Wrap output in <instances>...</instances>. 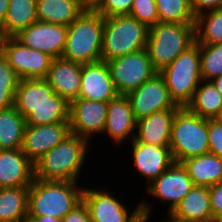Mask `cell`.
<instances>
[{
  "mask_svg": "<svg viewBox=\"0 0 222 222\" xmlns=\"http://www.w3.org/2000/svg\"><path fill=\"white\" fill-rule=\"evenodd\" d=\"M215 119L222 123V110Z\"/></svg>",
  "mask_w": 222,
  "mask_h": 222,
  "instance_id": "bcb514c9",
  "label": "cell"
},
{
  "mask_svg": "<svg viewBox=\"0 0 222 222\" xmlns=\"http://www.w3.org/2000/svg\"><path fill=\"white\" fill-rule=\"evenodd\" d=\"M20 222H61V219L47 215L38 217H30L27 215Z\"/></svg>",
  "mask_w": 222,
  "mask_h": 222,
  "instance_id": "60d3db41",
  "label": "cell"
},
{
  "mask_svg": "<svg viewBox=\"0 0 222 222\" xmlns=\"http://www.w3.org/2000/svg\"><path fill=\"white\" fill-rule=\"evenodd\" d=\"M26 125L69 122V103L55 93V104H41L25 118Z\"/></svg>",
  "mask_w": 222,
  "mask_h": 222,
  "instance_id": "f546056e",
  "label": "cell"
},
{
  "mask_svg": "<svg viewBox=\"0 0 222 222\" xmlns=\"http://www.w3.org/2000/svg\"><path fill=\"white\" fill-rule=\"evenodd\" d=\"M200 67L202 80L222 75V43L200 44Z\"/></svg>",
  "mask_w": 222,
  "mask_h": 222,
  "instance_id": "836d02e7",
  "label": "cell"
},
{
  "mask_svg": "<svg viewBox=\"0 0 222 222\" xmlns=\"http://www.w3.org/2000/svg\"><path fill=\"white\" fill-rule=\"evenodd\" d=\"M118 95L106 62L99 61L82 65L78 98L108 102Z\"/></svg>",
  "mask_w": 222,
  "mask_h": 222,
  "instance_id": "e0dca14e",
  "label": "cell"
},
{
  "mask_svg": "<svg viewBox=\"0 0 222 222\" xmlns=\"http://www.w3.org/2000/svg\"><path fill=\"white\" fill-rule=\"evenodd\" d=\"M38 21L69 26L87 8L81 0H37Z\"/></svg>",
  "mask_w": 222,
  "mask_h": 222,
  "instance_id": "cb8c5ba5",
  "label": "cell"
},
{
  "mask_svg": "<svg viewBox=\"0 0 222 222\" xmlns=\"http://www.w3.org/2000/svg\"><path fill=\"white\" fill-rule=\"evenodd\" d=\"M195 42V23L158 22L148 30L146 49L160 72Z\"/></svg>",
  "mask_w": 222,
  "mask_h": 222,
  "instance_id": "277c9868",
  "label": "cell"
},
{
  "mask_svg": "<svg viewBox=\"0 0 222 222\" xmlns=\"http://www.w3.org/2000/svg\"><path fill=\"white\" fill-rule=\"evenodd\" d=\"M149 28L130 15L104 17L101 59L104 62L145 49Z\"/></svg>",
  "mask_w": 222,
  "mask_h": 222,
  "instance_id": "5b68a950",
  "label": "cell"
},
{
  "mask_svg": "<svg viewBox=\"0 0 222 222\" xmlns=\"http://www.w3.org/2000/svg\"><path fill=\"white\" fill-rule=\"evenodd\" d=\"M179 109L154 112L137 120L135 139L155 146H170L172 123Z\"/></svg>",
  "mask_w": 222,
  "mask_h": 222,
  "instance_id": "44dd1931",
  "label": "cell"
},
{
  "mask_svg": "<svg viewBox=\"0 0 222 222\" xmlns=\"http://www.w3.org/2000/svg\"><path fill=\"white\" fill-rule=\"evenodd\" d=\"M169 147L178 163L209 153L208 119L181 107L173 119Z\"/></svg>",
  "mask_w": 222,
  "mask_h": 222,
  "instance_id": "52a82bcc",
  "label": "cell"
},
{
  "mask_svg": "<svg viewBox=\"0 0 222 222\" xmlns=\"http://www.w3.org/2000/svg\"><path fill=\"white\" fill-rule=\"evenodd\" d=\"M126 96L131 103L136 120L154 112L181 108L170 98L168 88L159 72Z\"/></svg>",
  "mask_w": 222,
  "mask_h": 222,
  "instance_id": "8fae6325",
  "label": "cell"
},
{
  "mask_svg": "<svg viewBox=\"0 0 222 222\" xmlns=\"http://www.w3.org/2000/svg\"><path fill=\"white\" fill-rule=\"evenodd\" d=\"M107 102L76 99L69 103V126L72 134L87 139L103 135L106 123ZM94 135V136H93Z\"/></svg>",
  "mask_w": 222,
  "mask_h": 222,
  "instance_id": "4fadbf2b",
  "label": "cell"
},
{
  "mask_svg": "<svg viewBox=\"0 0 222 222\" xmlns=\"http://www.w3.org/2000/svg\"><path fill=\"white\" fill-rule=\"evenodd\" d=\"M81 71L82 64L62 57L54 58L45 79L56 94L71 103L79 96Z\"/></svg>",
  "mask_w": 222,
  "mask_h": 222,
  "instance_id": "ffe728a7",
  "label": "cell"
},
{
  "mask_svg": "<svg viewBox=\"0 0 222 222\" xmlns=\"http://www.w3.org/2000/svg\"><path fill=\"white\" fill-rule=\"evenodd\" d=\"M195 41L198 44L222 43V8L196 17Z\"/></svg>",
  "mask_w": 222,
  "mask_h": 222,
  "instance_id": "4dcf8cb0",
  "label": "cell"
},
{
  "mask_svg": "<svg viewBox=\"0 0 222 222\" xmlns=\"http://www.w3.org/2000/svg\"><path fill=\"white\" fill-rule=\"evenodd\" d=\"M222 96V75L210 80Z\"/></svg>",
  "mask_w": 222,
  "mask_h": 222,
  "instance_id": "7bdbcfd3",
  "label": "cell"
},
{
  "mask_svg": "<svg viewBox=\"0 0 222 222\" xmlns=\"http://www.w3.org/2000/svg\"><path fill=\"white\" fill-rule=\"evenodd\" d=\"M9 6V0H0V26L3 24L7 10Z\"/></svg>",
  "mask_w": 222,
  "mask_h": 222,
  "instance_id": "b9f144b4",
  "label": "cell"
},
{
  "mask_svg": "<svg viewBox=\"0 0 222 222\" xmlns=\"http://www.w3.org/2000/svg\"><path fill=\"white\" fill-rule=\"evenodd\" d=\"M0 52L8 60L19 79H45L53 57L23 45L15 37L0 38Z\"/></svg>",
  "mask_w": 222,
  "mask_h": 222,
  "instance_id": "30bf717a",
  "label": "cell"
},
{
  "mask_svg": "<svg viewBox=\"0 0 222 222\" xmlns=\"http://www.w3.org/2000/svg\"><path fill=\"white\" fill-rule=\"evenodd\" d=\"M25 118L13 106L0 111V148H22Z\"/></svg>",
  "mask_w": 222,
  "mask_h": 222,
  "instance_id": "f1b7e54d",
  "label": "cell"
},
{
  "mask_svg": "<svg viewBox=\"0 0 222 222\" xmlns=\"http://www.w3.org/2000/svg\"><path fill=\"white\" fill-rule=\"evenodd\" d=\"M131 145L134 170L146 179L147 186L175 162L169 146L141 143L135 138Z\"/></svg>",
  "mask_w": 222,
  "mask_h": 222,
  "instance_id": "9a60e30c",
  "label": "cell"
},
{
  "mask_svg": "<svg viewBox=\"0 0 222 222\" xmlns=\"http://www.w3.org/2000/svg\"><path fill=\"white\" fill-rule=\"evenodd\" d=\"M145 200L139 201L129 214L130 208L108 190L89 189L87 186L83 190V202L89 209L92 222H150L153 207L151 202Z\"/></svg>",
  "mask_w": 222,
  "mask_h": 222,
  "instance_id": "ba28073f",
  "label": "cell"
},
{
  "mask_svg": "<svg viewBox=\"0 0 222 222\" xmlns=\"http://www.w3.org/2000/svg\"><path fill=\"white\" fill-rule=\"evenodd\" d=\"M67 29L65 25L36 21L14 37L31 49L60 58L66 46Z\"/></svg>",
  "mask_w": 222,
  "mask_h": 222,
  "instance_id": "5bb4252c",
  "label": "cell"
},
{
  "mask_svg": "<svg viewBox=\"0 0 222 222\" xmlns=\"http://www.w3.org/2000/svg\"><path fill=\"white\" fill-rule=\"evenodd\" d=\"M129 15L148 28L159 22L155 0H133Z\"/></svg>",
  "mask_w": 222,
  "mask_h": 222,
  "instance_id": "e575fe53",
  "label": "cell"
},
{
  "mask_svg": "<svg viewBox=\"0 0 222 222\" xmlns=\"http://www.w3.org/2000/svg\"><path fill=\"white\" fill-rule=\"evenodd\" d=\"M29 187L0 189V222H20L28 215Z\"/></svg>",
  "mask_w": 222,
  "mask_h": 222,
  "instance_id": "83f0119b",
  "label": "cell"
},
{
  "mask_svg": "<svg viewBox=\"0 0 222 222\" xmlns=\"http://www.w3.org/2000/svg\"><path fill=\"white\" fill-rule=\"evenodd\" d=\"M89 145L87 139L71 133L34 163V178L78 182Z\"/></svg>",
  "mask_w": 222,
  "mask_h": 222,
  "instance_id": "6da1fadb",
  "label": "cell"
},
{
  "mask_svg": "<svg viewBox=\"0 0 222 222\" xmlns=\"http://www.w3.org/2000/svg\"><path fill=\"white\" fill-rule=\"evenodd\" d=\"M136 124L137 120L126 95H118L107 102L103 135L107 134V137L112 139L116 145H121L128 138H131V141L135 138Z\"/></svg>",
  "mask_w": 222,
  "mask_h": 222,
  "instance_id": "ac0fdd59",
  "label": "cell"
},
{
  "mask_svg": "<svg viewBox=\"0 0 222 222\" xmlns=\"http://www.w3.org/2000/svg\"><path fill=\"white\" fill-rule=\"evenodd\" d=\"M37 0H9L7 14L0 26V38L14 37L38 21Z\"/></svg>",
  "mask_w": 222,
  "mask_h": 222,
  "instance_id": "484cf974",
  "label": "cell"
},
{
  "mask_svg": "<svg viewBox=\"0 0 222 222\" xmlns=\"http://www.w3.org/2000/svg\"><path fill=\"white\" fill-rule=\"evenodd\" d=\"M133 0H100L93 9L104 17L129 15Z\"/></svg>",
  "mask_w": 222,
  "mask_h": 222,
  "instance_id": "d590c367",
  "label": "cell"
},
{
  "mask_svg": "<svg viewBox=\"0 0 222 222\" xmlns=\"http://www.w3.org/2000/svg\"><path fill=\"white\" fill-rule=\"evenodd\" d=\"M19 77L0 52V111L14 106Z\"/></svg>",
  "mask_w": 222,
  "mask_h": 222,
  "instance_id": "d6a6232c",
  "label": "cell"
},
{
  "mask_svg": "<svg viewBox=\"0 0 222 222\" xmlns=\"http://www.w3.org/2000/svg\"><path fill=\"white\" fill-rule=\"evenodd\" d=\"M70 134L69 122L26 125L22 152L35 163Z\"/></svg>",
  "mask_w": 222,
  "mask_h": 222,
  "instance_id": "2e32d148",
  "label": "cell"
},
{
  "mask_svg": "<svg viewBox=\"0 0 222 222\" xmlns=\"http://www.w3.org/2000/svg\"><path fill=\"white\" fill-rule=\"evenodd\" d=\"M87 8H93L100 0H81Z\"/></svg>",
  "mask_w": 222,
  "mask_h": 222,
  "instance_id": "ee69618b",
  "label": "cell"
},
{
  "mask_svg": "<svg viewBox=\"0 0 222 222\" xmlns=\"http://www.w3.org/2000/svg\"><path fill=\"white\" fill-rule=\"evenodd\" d=\"M170 98L180 107H186L202 81L200 44L196 41L161 70Z\"/></svg>",
  "mask_w": 222,
  "mask_h": 222,
  "instance_id": "8992f818",
  "label": "cell"
},
{
  "mask_svg": "<svg viewBox=\"0 0 222 222\" xmlns=\"http://www.w3.org/2000/svg\"><path fill=\"white\" fill-rule=\"evenodd\" d=\"M186 108L204 119H215L222 110V96L211 81L202 80Z\"/></svg>",
  "mask_w": 222,
  "mask_h": 222,
  "instance_id": "4316f807",
  "label": "cell"
},
{
  "mask_svg": "<svg viewBox=\"0 0 222 222\" xmlns=\"http://www.w3.org/2000/svg\"><path fill=\"white\" fill-rule=\"evenodd\" d=\"M213 221L222 217V181L209 187Z\"/></svg>",
  "mask_w": 222,
  "mask_h": 222,
  "instance_id": "74e56055",
  "label": "cell"
},
{
  "mask_svg": "<svg viewBox=\"0 0 222 222\" xmlns=\"http://www.w3.org/2000/svg\"><path fill=\"white\" fill-rule=\"evenodd\" d=\"M191 7L195 17L222 8V0H191Z\"/></svg>",
  "mask_w": 222,
  "mask_h": 222,
  "instance_id": "ab89813d",
  "label": "cell"
},
{
  "mask_svg": "<svg viewBox=\"0 0 222 222\" xmlns=\"http://www.w3.org/2000/svg\"><path fill=\"white\" fill-rule=\"evenodd\" d=\"M159 22L195 23L191 0H155Z\"/></svg>",
  "mask_w": 222,
  "mask_h": 222,
  "instance_id": "1f68e13d",
  "label": "cell"
},
{
  "mask_svg": "<svg viewBox=\"0 0 222 222\" xmlns=\"http://www.w3.org/2000/svg\"><path fill=\"white\" fill-rule=\"evenodd\" d=\"M41 104H55V92L46 79L19 80L14 100L16 110L26 118Z\"/></svg>",
  "mask_w": 222,
  "mask_h": 222,
  "instance_id": "7402d4cb",
  "label": "cell"
},
{
  "mask_svg": "<svg viewBox=\"0 0 222 222\" xmlns=\"http://www.w3.org/2000/svg\"><path fill=\"white\" fill-rule=\"evenodd\" d=\"M194 183L182 163L174 162L157 179L146 186L148 196L169 204L166 214H170L190 190Z\"/></svg>",
  "mask_w": 222,
  "mask_h": 222,
  "instance_id": "7c38bea8",
  "label": "cell"
},
{
  "mask_svg": "<svg viewBox=\"0 0 222 222\" xmlns=\"http://www.w3.org/2000/svg\"><path fill=\"white\" fill-rule=\"evenodd\" d=\"M61 222H92L87 205L82 201L73 210L67 213L61 219Z\"/></svg>",
  "mask_w": 222,
  "mask_h": 222,
  "instance_id": "f35d334b",
  "label": "cell"
},
{
  "mask_svg": "<svg viewBox=\"0 0 222 222\" xmlns=\"http://www.w3.org/2000/svg\"><path fill=\"white\" fill-rule=\"evenodd\" d=\"M209 153L222 159V123L216 119H208Z\"/></svg>",
  "mask_w": 222,
  "mask_h": 222,
  "instance_id": "8d00e7d4",
  "label": "cell"
},
{
  "mask_svg": "<svg viewBox=\"0 0 222 222\" xmlns=\"http://www.w3.org/2000/svg\"><path fill=\"white\" fill-rule=\"evenodd\" d=\"M103 29L104 16L93 8H86L68 26L62 58L82 65L102 61Z\"/></svg>",
  "mask_w": 222,
  "mask_h": 222,
  "instance_id": "3957f363",
  "label": "cell"
},
{
  "mask_svg": "<svg viewBox=\"0 0 222 222\" xmlns=\"http://www.w3.org/2000/svg\"><path fill=\"white\" fill-rule=\"evenodd\" d=\"M210 203L209 187L194 185L170 215L187 222H213Z\"/></svg>",
  "mask_w": 222,
  "mask_h": 222,
  "instance_id": "603a6c76",
  "label": "cell"
},
{
  "mask_svg": "<svg viewBox=\"0 0 222 222\" xmlns=\"http://www.w3.org/2000/svg\"><path fill=\"white\" fill-rule=\"evenodd\" d=\"M106 63L119 95H127L158 73L153 68L146 48Z\"/></svg>",
  "mask_w": 222,
  "mask_h": 222,
  "instance_id": "9c48e42d",
  "label": "cell"
},
{
  "mask_svg": "<svg viewBox=\"0 0 222 222\" xmlns=\"http://www.w3.org/2000/svg\"><path fill=\"white\" fill-rule=\"evenodd\" d=\"M166 216H168V217L166 219H164V221H160V222H187V221H182V220L176 219L168 213Z\"/></svg>",
  "mask_w": 222,
  "mask_h": 222,
  "instance_id": "f6af8a7d",
  "label": "cell"
},
{
  "mask_svg": "<svg viewBox=\"0 0 222 222\" xmlns=\"http://www.w3.org/2000/svg\"><path fill=\"white\" fill-rule=\"evenodd\" d=\"M34 180V163L22 149L0 150V189L29 187Z\"/></svg>",
  "mask_w": 222,
  "mask_h": 222,
  "instance_id": "d6986e66",
  "label": "cell"
},
{
  "mask_svg": "<svg viewBox=\"0 0 222 222\" xmlns=\"http://www.w3.org/2000/svg\"><path fill=\"white\" fill-rule=\"evenodd\" d=\"M213 222H222V217H220V218L214 220Z\"/></svg>",
  "mask_w": 222,
  "mask_h": 222,
  "instance_id": "7dc6e473",
  "label": "cell"
},
{
  "mask_svg": "<svg viewBox=\"0 0 222 222\" xmlns=\"http://www.w3.org/2000/svg\"><path fill=\"white\" fill-rule=\"evenodd\" d=\"M71 181H45L34 178L29 186L28 215L62 219L83 201L84 186Z\"/></svg>",
  "mask_w": 222,
  "mask_h": 222,
  "instance_id": "7a4b0ae2",
  "label": "cell"
},
{
  "mask_svg": "<svg viewBox=\"0 0 222 222\" xmlns=\"http://www.w3.org/2000/svg\"><path fill=\"white\" fill-rule=\"evenodd\" d=\"M196 186L211 187L222 181V159L206 153L181 162Z\"/></svg>",
  "mask_w": 222,
  "mask_h": 222,
  "instance_id": "d4e9b609",
  "label": "cell"
}]
</instances>
